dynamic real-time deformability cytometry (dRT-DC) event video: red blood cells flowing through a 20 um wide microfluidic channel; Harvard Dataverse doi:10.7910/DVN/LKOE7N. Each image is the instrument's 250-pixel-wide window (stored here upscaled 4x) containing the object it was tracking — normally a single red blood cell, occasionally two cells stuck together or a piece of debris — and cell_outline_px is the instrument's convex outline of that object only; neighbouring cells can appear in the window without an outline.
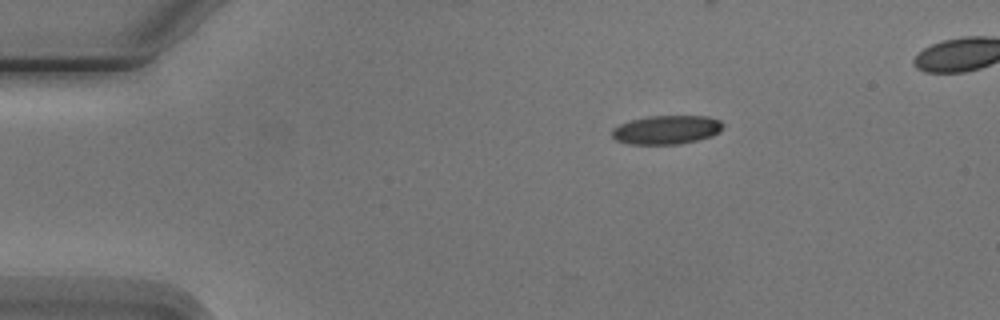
{"species": "Egyptian fruit bat (a non-hibernating species)", "species_latin": "Rousettus aegyptiacus", "temperature_condition": "cold", "stored_images_in_passage": 4, "camera_frame_rate_fps": 3000, "um_per_image_px": 0.085, "animal": {"sex": "male"}, "frame": {"image": 1, "passage_image": 4, "time_ms": 4.333, "image_size_px": [1000, 320], "cell_outline_px": [[724, 124], [720, 132], [712, 136], [680, 144], [628, 144], [616, 140], [612, 136], [612, 128], [620, 124], [632, 120], [648, 116], [708, 116], [720, 120]], "centroid_in_image_um": [56.67, 11.03], "position_along_channel_um": 28.3, "area_um2": 18.67}}